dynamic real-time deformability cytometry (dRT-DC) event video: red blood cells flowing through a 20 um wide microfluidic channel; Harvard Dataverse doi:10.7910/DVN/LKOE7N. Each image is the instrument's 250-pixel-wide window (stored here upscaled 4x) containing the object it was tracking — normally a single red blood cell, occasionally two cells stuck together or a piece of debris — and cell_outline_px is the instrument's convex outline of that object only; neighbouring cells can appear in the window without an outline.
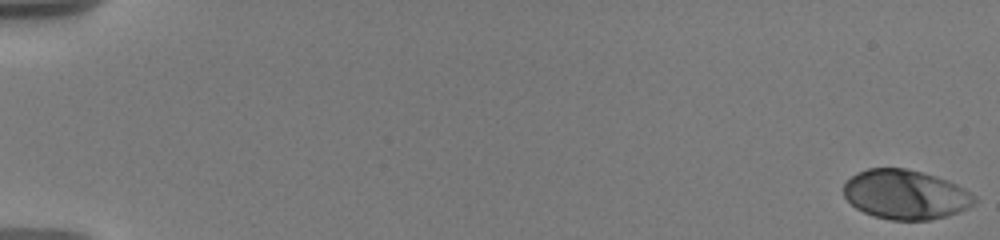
{"species": "human", "species_latin": "Homo sapiens", "temperature_condition": "warm", "stored_images_in_passage": 34, "camera_frame_rate_fps": 3000, "um_per_image_px": 0.085, "donor": {"sex": "male"}, "frame": {"image": 1, "passage_image": 1, "time_ms": 0.0, "image_size_px": [1000, 240], "cell_outline_px": [[976, 200], [968, 208], [960, 212], [948, 216], [928, 220], [892, 220], [872, 216], [856, 208], [844, 196], [844, 184], [856, 172], [868, 168], [904, 168], [936, 176], [948, 180], [964, 188], [976, 196]], "centroid_in_image_um": [76.98, 16.54], "position_along_channel_um": 8.0, "area_um2": 37.74}}
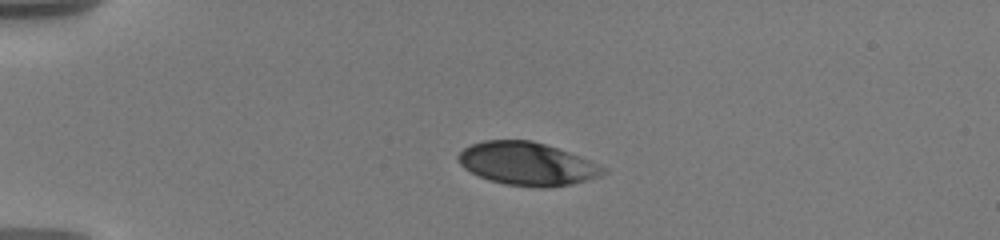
{"frame": {"image": 2, "passage_image": 25, "time_ms": 4.667, "image_size_px": [1000, 240], "cell_outline_px": [[608, 172], [600, 176], [588, 180], [572, 184], [548, 188], [540, 188], [504, 184], [488, 180], [464, 168], [460, 164], [456, 156], [464, 148], [472, 144], [484, 140], [532, 140], [580, 156], [608, 168]], "centroid_in_image_um": [44.83, 13.93], "position_along_channel_um": 40.2, "area_um2": 36.47}}